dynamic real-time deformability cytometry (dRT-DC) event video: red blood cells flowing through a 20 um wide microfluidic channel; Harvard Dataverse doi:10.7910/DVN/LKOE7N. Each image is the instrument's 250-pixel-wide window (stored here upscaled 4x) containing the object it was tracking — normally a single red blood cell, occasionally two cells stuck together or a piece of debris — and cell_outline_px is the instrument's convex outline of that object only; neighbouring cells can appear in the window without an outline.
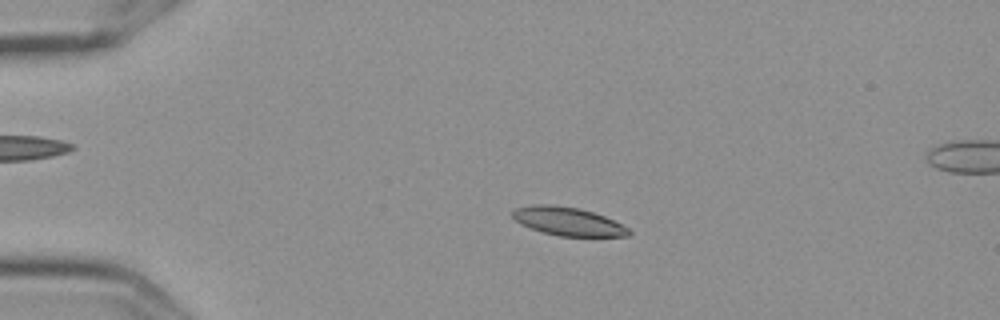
{"species": "Egyptian fruit bat (a non-hibernating species)", "species_latin": "Rousettus aegyptiacus", "temperature_condition": "cold", "stored_images_in_passage": 7, "camera_frame_rate_fps": 3000, "um_per_image_px": 0.085, "frame": {"image": 1, "passage_image": 3, "time_ms": 0.667, "image_size_px": [1000, 320], "cell_outline_px": [[632, 232], [628, 236], [560, 236], [544, 232], [520, 224], [512, 216], [512, 212], [516, 208], [532, 204], [548, 204], [576, 208], [592, 212], [604, 216], [628, 228]], "centroid_in_image_um": [48.26, 18.81], "position_along_channel_um": 36.7, "area_um2": 18.9}}
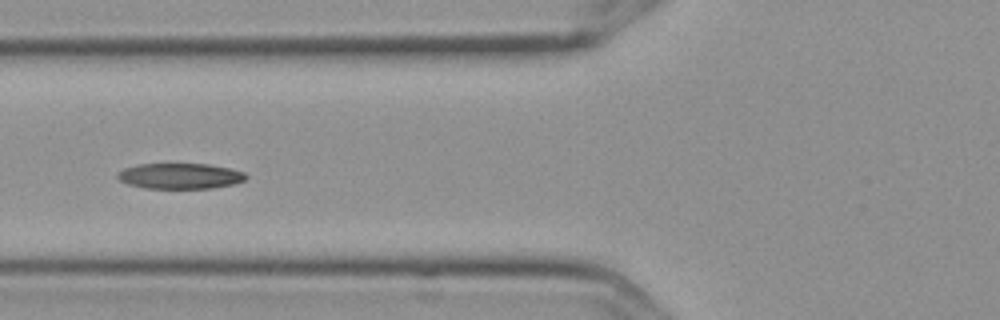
{"frame": {"image": 2, "passage_image": 6, "time_ms": 1.667, "image_size_px": [1000, 320], "cell_outline_px": [[248, 176], [244, 180], [232, 184], [212, 188], [144, 188], [128, 184], [120, 180], [116, 176], [116, 172], [124, 168], [136, 164], [208, 164], [228, 168], [244, 172]], "centroid_in_image_um": [15.26, 14.96], "position_along_channel_um": 110.5, "area_um2": 19.13}}
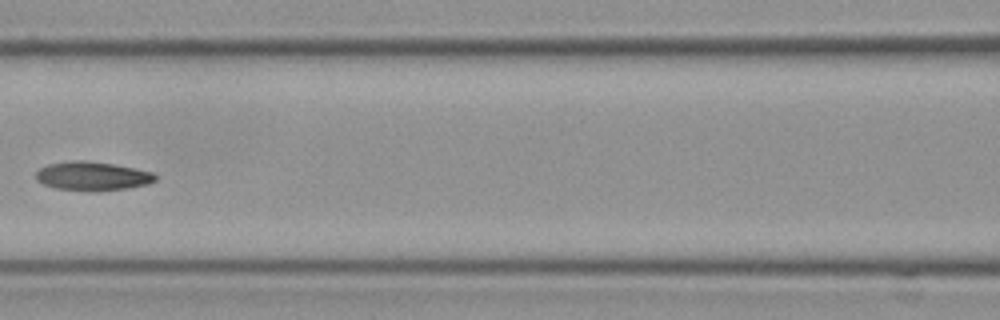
{"frame": {"image": 3, "passage_image": 7, "time_ms": 2.0, "image_size_px": [1000, 320], "cell_outline_px": [[156, 180], [148, 184], [128, 188], [96, 192], [92, 192], [56, 188], [44, 184], [36, 180], [36, 172], [40, 168], [48, 164], [72, 160], [84, 160], [112, 164], [152, 172], [156, 176]], "centroid_in_image_um": [7.84, 14.98], "position_along_channel_um": 158.8, "area_um2": 20.11}}